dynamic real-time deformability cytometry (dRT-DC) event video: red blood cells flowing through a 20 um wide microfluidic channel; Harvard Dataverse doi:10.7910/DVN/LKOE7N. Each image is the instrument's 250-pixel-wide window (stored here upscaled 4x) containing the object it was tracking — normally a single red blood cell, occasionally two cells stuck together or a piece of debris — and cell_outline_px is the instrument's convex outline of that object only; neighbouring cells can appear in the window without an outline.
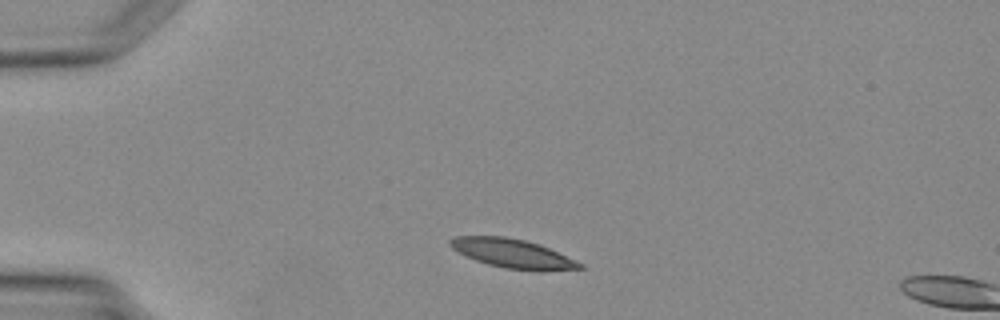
{"species": "Egyptian fruit bat (a non-hibernating species)", "species_latin": "Rousettus aegyptiacus", "temperature_condition": "warm", "stored_images_in_passage": 5, "camera_frame_rate_fps": 3000, "um_per_image_px": 0.085, "animal": {"sex": "female"}, "frame": {"image": 1, "passage_image": 3, "time_ms": 0.667, "image_size_px": [1000, 320], "cell_outline_px": [[584, 268], [504, 268], [488, 264], [476, 260], [452, 248], [448, 244], [448, 240], [456, 236], [504, 236], [524, 240], [540, 244], [584, 264]], "centroid_in_image_um": [43.47, 21.48], "position_along_channel_um": 41.5, "area_um2": 20.81}}